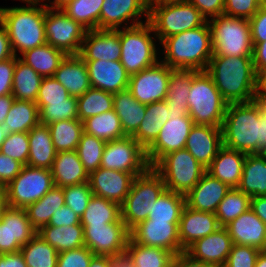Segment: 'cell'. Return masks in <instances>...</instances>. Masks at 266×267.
Segmentation results:
<instances>
[{
	"mask_svg": "<svg viewBox=\"0 0 266 267\" xmlns=\"http://www.w3.org/2000/svg\"><path fill=\"white\" fill-rule=\"evenodd\" d=\"M221 128L223 146L245 154H266V119L257 99L227 104Z\"/></svg>",
	"mask_w": 266,
	"mask_h": 267,
	"instance_id": "6da1fadb",
	"label": "cell"
},
{
	"mask_svg": "<svg viewBox=\"0 0 266 267\" xmlns=\"http://www.w3.org/2000/svg\"><path fill=\"white\" fill-rule=\"evenodd\" d=\"M206 72L228 103H247L258 98L259 77L252 57L212 56Z\"/></svg>",
	"mask_w": 266,
	"mask_h": 267,
	"instance_id": "7a4b0ae2",
	"label": "cell"
},
{
	"mask_svg": "<svg viewBox=\"0 0 266 267\" xmlns=\"http://www.w3.org/2000/svg\"><path fill=\"white\" fill-rule=\"evenodd\" d=\"M165 56L162 60L171 69H191L206 71L213 56L211 32L204 25L165 38Z\"/></svg>",
	"mask_w": 266,
	"mask_h": 267,
	"instance_id": "3957f363",
	"label": "cell"
},
{
	"mask_svg": "<svg viewBox=\"0 0 266 267\" xmlns=\"http://www.w3.org/2000/svg\"><path fill=\"white\" fill-rule=\"evenodd\" d=\"M37 5L0 8V22L9 36L15 56L47 43L45 35L46 6Z\"/></svg>",
	"mask_w": 266,
	"mask_h": 267,
	"instance_id": "277c9868",
	"label": "cell"
},
{
	"mask_svg": "<svg viewBox=\"0 0 266 267\" xmlns=\"http://www.w3.org/2000/svg\"><path fill=\"white\" fill-rule=\"evenodd\" d=\"M213 56L252 57L253 43L248 19L219 15L207 20Z\"/></svg>",
	"mask_w": 266,
	"mask_h": 267,
	"instance_id": "5b68a950",
	"label": "cell"
},
{
	"mask_svg": "<svg viewBox=\"0 0 266 267\" xmlns=\"http://www.w3.org/2000/svg\"><path fill=\"white\" fill-rule=\"evenodd\" d=\"M148 21L160 42L169 36L198 28L207 22L189 1L165 3L156 0L149 3Z\"/></svg>",
	"mask_w": 266,
	"mask_h": 267,
	"instance_id": "8992f818",
	"label": "cell"
},
{
	"mask_svg": "<svg viewBox=\"0 0 266 267\" xmlns=\"http://www.w3.org/2000/svg\"><path fill=\"white\" fill-rule=\"evenodd\" d=\"M187 101L194 124L222 127L228 103L206 71L193 78Z\"/></svg>",
	"mask_w": 266,
	"mask_h": 267,
	"instance_id": "52a82bcc",
	"label": "cell"
},
{
	"mask_svg": "<svg viewBox=\"0 0 266 267\" xmlns=\"http://www.w3.org/2000/svg\"><path fill=\"white\" fill-rule=\"evenodd\" d=\"M165 189L162 177L152 167L134 177L130 191L121 205V219L129 230L147 220L150 209Z\"/></svg>",
	"mask_w": 266,
	"mask_h": 267,
	"instance_id": "ba28073f",
	"label": "cell"
},
{
	"mask_svg": "<svg viewBox=\"0 0 266 267\" xmlns=\"http://www.w3.org/2000/svg\"><path fill=\"white\" fill-rule=\"evenodd\" d=\"M119 28L121 45L120 62L131 76L158 62L157 50L151 32L154 29L148 19L145 23Z\"/></svg>",
	"mask_w": 266,
	"mask_h": 267,
	"instance_id": "9c48e42d",
	"label": "cell"
},
{
	"mask_svg": "<svg viewBox=\"0 0 266 267\" xmlns=\"http://www.w3.org/2000/svg\"><path fill=\"white\" fill-rule=\"evenodd\" d=\"M163 179L166 189L186 195L206 172L186 149L163 156L152 167Z\"/></svg>",
	"mask_w": 266,
	"mask_h": 267,
	"instance_id": "30bf717a",
	"label": "cell"
},
{
	"mask_svg": "<svg viewBox=\"0 0 266 267\" xmlns=\"http://www.w3.org/2000/svg\"><path fill=\"white\" fill-rule=\"evenodd\" d=\"M53 186L50 169L24 165L5 187L7 206L25 209L41 199Z\"/></svg>",
	"mask_w": 266,
	"mask_h": 267,
	"instance_id": "8fae6325",
	"label": "cell"
},
{
	"mask_svg": "<svg viewBox=\"0 0 266 267\" xmlns=\"http://www.w3.org/2000/svg\"><path fill=\"white\" fill-rule=\"evenodd\" d=\"M44 26L49 45L63 51L66 55L80 54L87 29L79 22L62 10L46 7Z\"/></svg>",
	"mask_w": 266,
	"mask_h": 267,
	"instance_id": "7c38bea8",
	"label": "cell"
},
{
	"mask_svg": "<svg viewBox=\"0 0 266 267\" xmlns=\"http://www.w3.org/2000/svg\"><path fill=\"white\" fill-rule=\"evenodd\" d=\"M100 167L138 176L150 166L145 149L133 137L125 136L106 142Z\"/></svg>",
	"mask_w": 266,
	"mask_h": 267,
	"instance_id": "4fadbf2b",
	"label": "cell"
},
{
	"mask_svg": "<svg viewBox=\"0 0 266 267\" xmlns=\"http://www.w3.org/2000/svg\"><path fill=\"white\" fill-rule=\"evenodd\" d=\"M84 245L94 254L111 256L126 250L130 230L120 218L103 225H82Z\"/></svg>",
	"mask_w": 266,
	"mask_h": 267,
	"instance_id": "5bb4252c",
	"label": "cell"
},
{
	"mask_svg": "<svg viewBox=\"0 0 266 267\" xmlns=\"http://www.w3.org/2000/svg\"><path fill=\"white\" fill-rule=\"evenodd\" d=\"M194 122L189 115H170L161 128L156 140L145 150L150 167H153L163 156L185 149L188 135Z\"/></svg>",
	"mask_w": 266,
	"mask_h": 267,
	"instance_id": "9a60e30c",
	"label": "cell"
},
{
	"mask_svg": "<svg viewBox=\"0 0 266 267\" xmlns=\"http://www.w3.org/2000/svg\"><path fill=\"white\" fill-rule=\"evenodd\" d=\"M171 68L162 61L130 76L128 90L141 104L148 105L163 101L167 89Z\"/></svg>",
	"mask_w": 266,
	"mask_h": 267,
	"instance_id": "2e32d148",
	"label": "cell"
},
{
	"mask_svg": "<svg viewBox=\"0 0 266 267\" xmlns=\"http://www.w3.org/2000/svg\"><path fill=\"white\" fill-rule=\"evenodd\" d=\"M179 221H150L138 223L130 230V239L145 246L163 248L174 255L184 252L179 239Z\"/></svg>",
	"mask_w": 266,
	"mask_h": 267,
	"instance_id": "e0dca14e",
	"label": "cell"
},
{
	"mask_svg": "<svg viewBox=\"0 0 266 267\" xmlns=\"http://www.w3.org/2000/svg\"><path fill=\"white\" fill-rule=\"evenodd\" d=\"M36 234L25 209L7 206L0 219V254L20 251Z\"/></svg>",
	"mask_w": 266,
	"mask_h": 267,
	"instance_id": "ac0fdd59",
	"label": "cell"
},
{
	"mask_svg": "<svg viewBox=\"0 0 266 267\" xmlns=\"http://www.w3.org/2000/svg\"><path fill=\"white\" fill-rule=\"evenodd\" d=\"M134 177L133 173L99 167L89 173L88 183L93 195L121 206L130 191Z\"/></svg>",
	"mask_w": 266,
	"mask_h": 267,
	"instance_id": "d6986e66",
	"label": "cell"
},
{
	"mask_svg": "<svg viewBox=\"0 0 266 267\" xmlns=\"http://www.w3.org/2000/svg\"><path fill=\"white\" fill-rule=\"evenodd\" d=\"M143 15L149 18L147 0H104L100 12V29L117 30L122 23L128 24V19L133 20L130 26L139 25L143 21L138 19Z\"/></svg>",
	"mask_w": 266,
	"mask_h": 267,
	"instance_id": "ffe728a7",
	"label": "cell"
},
{
	"mask_svg": "<svg viewBox=\"0 0 266 267\" xmlns=\"http://www.w3.org/2000/svg\"><path fill=\"white\" fill-rule=\"evenodd\" d=\"M121 53L119 29H94L86 31L79 55L84 61H120Z\"/></svg>",
	"mask_w": 266,
	"mask_h": 267,
	"instance_id": "44dd1931",
	"label": "cell"
},
{
	"mask_svg": "<svg viewBox=\"0 0 266 267\" xmlns=\"http://www.w3.org/2000/svg\"><path fill=\"white\" fill-rule=\"evenodd\" d=\"M233 246L226 227L221 226L212 234L196 240L185 252L193 259L223 267Z\"/></svg>",
	"mask_w": 266,
	"mask_h": 267,
	"instance_id": "7402d4cb",
	"label": "cell"
},
{
	"mask_svg": "<svg viewBox=\"0 0 266 267\" xmlns=\"http://www.w3.org/2000/svg\"><path fill=\"white\" fill-rule=\"evenodd\" d=\"M222 146L221 127L194 124L187 137L185 149L207 169Z\"/></svg>",
	"mask_w": 266,
	"mask_h": 267,
	"instance_id": "603a6c76",
	"label": "cell"
},
{
	"mask_svg": "<svg viewBox=\"0 0 266 267\" xmlns=\"http://www.w3.org/2000/svg\"><path fill=\"white\" fill-rule=\"evenodd\" d=\"M92 88L109 93L128 89L130 75L120 61H85Z\"/></svg>",
	"mask_w": 266,
	"mask_h": 267,
	"instance_id": "cb8c5ba5",
	"label": "cell"
},
{
	"mask_svg": "<svg viewBox=\"0 0 266 267\" xmlns=\"http://www.w3.org/2000/svg\"><path fill=\"white\" fill-rule=\"evenodd\" d=\"M231 188L207 171L185 195V205L197 211L216 213L220 201Z\"/></svg>",
	"mask_w": 266,
	"mask_h": 267,
	"instance_id": "d4e9b609",
	"label": "cell"
},
{
	"mask_svg": "<svg viewBox=\"0 0 266 267\" xmlns=\"http://www.w3.org/2000/svg\"><path fill=\"white\" fill-rule=\"evenodd\" d=\"M220 227L215 213L193 210L185 205L178 226L181 247L186 250L196 240L212 234Z\"/></svg>",
	"mask_w": 266,
	"mask_h": 267,
	"instance_id": "484cf974",
	"label": "cell"
},
{
	"mask_svg": "<svg viewBox=\"0 0 266 267\" xmlns=\"http://www.w3.org/2000/svg\"><path fill=\"white\" fill-rule=\"evenodd\" d=\"M225 227L233 244L252 246L260 251H266V224L251 208Z\"/></svg>",
	"mask_w": 266,
	"mask_h": 267,
	"instance_id": "4316f807",
	"label": "cell"
},
{
	"mask_svg": "<svg viewBox=\"0 0 266 267\" xmlns=\"http://www.w3.org/2000/svg\"><path fill=\"white\" fill-rule=\"evenodd\" d=\"M53 77L73 97L78 98L91 88L87 65L79 54L66 55Z\"/></svg>",
	"mask_w": 266,
	"mask_h": 267,
	"instance_id": "83f0119b",
	"label": "cell"
},
{
	"mask_svg": "<svg viewBox=\"0 0 266 267\" xmlns=\"http://www.w3.org/2000/svg\"><path fill=\"white\" fill-rule=\"evenodd\" d=\"M54 186L67 187L88 182L89 173L76 152H57L51 167Z\"/></svg>",
	"mask_w": 266,
	"mask_h": 267,
	"instance_id": "f1b7e54d",
	"label": "cell"
},
{
	"mask_svg": "<svg viewBox=\"0 0 266 267\" xmlns=\"http://www.w3.org/2000/svg\"><path fill=\"white\" fill-rule=\"evenodd\" d=\"M245 157L246 154L243 152L222 146L206 171L230 188H237L241 180Z\"/></svg>",
	"mask_w": 266,
	"mask_h": 267,
	"instance_id": "f546056e",
	"label": "cell"
},
{
	"mask_svg": "<svg viewBox=\"0 0 266 267\" xmlns=\"http://www.w3.org/2000/svg\"><path fill=\"white\" fill-rule=\"evenodd\" d=\"M200 71L191 69H171L167 97L168 118L170 115H189L188 95L193 78Z\"/></svg>",
	"mask_w": 266,
	"mask_h": 267,
	"instance_id": "4dcf8cb0",
	"label": "cell"
},
{
	"mask_svg": "<svg viewBox=\"0 0 266 267\" xmlns=\"http://www.w3.org/2000/svg\"><path fill=\"white\" fill-rule=\"evenodd\" d=\"M29 156L27 166L51 169L57 151L47 125L38 124L28 132Z\"/></svg>",
	"mask_w": 266,
	"mask_h": 267,
	"instance_id": "1f68e13d",
	"label": "cell"
},
{
	"mask_svg": "<svg viewBox=\"0 0 266 267\" xmlns=\"http://www.w3.org/2000/svg\"><path fill=\"white\" fill-rule=\"evenodd\" d=\"M113 110L119 116L125 136L132 137L146 112V105L137 101L128 89L113 94Z\"/></svg>",
	"mask_w": 266,
	"mask_h": 267,
	"instance_id": "d6a6232c",
	"label": "cell"
},
{
	"mask_svg": "<svg viewBox=\"0 0 266 267\" xmlns=\"http://www.w3.org/2000/svg\"><path fill=\"white\" fill-rule=\"evenodd\" d=\"M237 188L250 197L266 195V154H246Z\"/></svg>",
	"mask_w": 266,
	"mask_h": 267,
	"instance_id": "836d02e7",
	"label": "cell"
},
{
	"mask_svg": "<svg viewBox=\"0 0 266 267\" xmlns=\"http://www.w3.org/2000/svg\"><path fill=\"white\" fill-rule=\"evenodd\" d=\"M165 100L146 105V112L136 133L132 136L145 150L156 140L168 120Z\"/></svg>",
	"mask_w": 266,
	"mask_h": 267,
	"instance_id": "e575fe53",
	"label": "cell"
},
{
	"mask_svg": "<svg viewBox=\"0 0 266 267\" xmlns=\"http://www.w3.org/2000/svg\"><path fill=\"white\" fill-rule=\"evenodd\" d=\"M37 234L54 247L58 253L84 246V233L81 223L60 227L46 225L41 227Z\"/></svg>",
	"mask_w": 266,
	"mask_h": 267,
	"instance_id": "d590c367",
	"label": "cell"
},
{
	"mask_svg": "<svg viewBox=\"0 0 266 267\" xmlns=\"http://www.w3.org/2000/svg\"><path fill=\"white\" fill-rule=\"evenodd\" d=\"M21 55L23 59L20 58V60L32 67L43 78L53 77L61 61L66 56L63 51L48 43L27 50Z\"/></svg>",
	"mask_w": 266,
	"mask_h": 267,
	"instance_id": "8d00e7d4",
	"label": "cell"
},
{
	"mask_svg": "<svg viewBox=\"0 0 266 267\" xmlns=\"http://www.w3.org/2000/svg\"><path fill=\"white\" fill-rule=\"evenodd\" d=\"M65 205L63 188L53 186L41 199L28 205L25 210L32 226L38 231L48 225L54 211Z\"/></svg>",
	"mask_w": 266,
	"mask_h": 267,
	"instance_id": "74e56055",
	"label": "cell"
},
{
	"mask_svg": "<svg viewBox=\"0 0 266 267\" xmlns=\"http://www.w3.org/2000/svg\"><path fill=\"white\" fill-rule=\"evenodd\" d=\"M42 80L43 77L19 57L15 62L12 96L16 100L36 102Z\"/></svg>",
	"mask_w": 266,
	"mask_h": 267,
	"instance_id": "f35d334b",
	"label": "cell"
},
{
	"mask_svg": "<svg viewBox=\"0 0 266 267\" xmlns=\"http://www.w3.org/2000/svg\"><path fill=\"white\" fill-rule=\"evenodd\" d=\"M39 124L38 106L35 102L14 100L2 123L7 133L29 132Z\"/></svg>",
	"mask_w": 266,
	"mask_h": 267,
	"instance_id": "ab89813d",
	"label": "cell"
},
{
	"mask_svg": "<svg viewBox=\"0 0 266 267\" xmlns=\"http://www.w3.org/2000/svg\"><path fill=\"white\" fill-rule=\"evenodd\" d=\"M84 132L105 142L125 137L121 121L112 109L83 120Z\"/></svg>",
	"mask_w": 266,
	"mask_h": 267,
	"instance_id": "60d3db41",
	"label": "cell"
},
{
	"mask_svg": "<svg viewBox=\"0 0 266 267\" xmlns=\"http://www.w3.org/2000/svg\"><path fill=\"white\" fill-rule=\"evenodd\" d=\"M127 252L133 267H171L174 254L163 248L137 244L129 239Z\"/></svg>",
	"mask_w": 266,
	"mask_h": 267,
	"instance_id": "b9f144b4",
	"label": "cell"
},
{
	"mask_svg": "<svg viewBox=\"0 0 266 267\" xmlns=\"http://www.w3.org/2000/svg\"><path fill=\"white\" fill-rule=\"evenodd\" d=\"M47 126L57 152L76 150L84 132L83 121L79 119L61 120Z\"/></svg>",
	"mask_w": 266,
	"mask_h": 267,
	"instance_id": "7bdbcfd3",
	"label": "cell"
},
{
	"mask_svg": "<svg viewBox=\"0 0 266 267\" xmlns=\"http://www.w3.org/2000/svg\"><path fill=\"white\" fill-rule=\"evenodd\" d=\"M121 218V206L105 198L92 195L81 216V225H103Z\"/></svg>",
	"mask_w": 266,
	"mask_h": 267,
	"instance_id": "ee69618b",
	"label": "cell"
},
{
	"mask_svg": "<svg viewBox=\"0 0 266 267\" xmlns=\"http://www.w3.org/2000/svg\"><path fill=\"white\" fill-rule=\"evenodd\" d=\"M20 252L27 267H57L59 253L38 234L22 246Z\"/></svg>",
	"mask_w": 266,
	"mask_h": 267,
	"instance_id": "f6af8a7d",
	"label": "cell"
},
{
	"mask_svg": "<svg viewBox=\"0 0 266 267\" xmlns=\"http://www.w3.org/2000/svg\"><path fill=\"white\" fill-rule=\"evenodd\" d=\"M185 206V195L165 189L150 209L147 220L180 221Z\"/></svg>",
	"mask_w": 266,
	"mask_h": 267,
	"instance_id": "bcb514c9",
	"label": "cell"
},
{
	"mask_svg": "<svg viewBox=\"0 0 266 267\" xmlns=\"http://www.w3.org/2000/svg\"><path fill=\"white\" fill-rule=\"evenodd\" d=\"M77 109L80 121L111 111L113 109V94L91 87L77 98Z\"/></svg>",
	"mask_w": 266,
	"mask_h": 267,
	"instance_id": "7dc6e473",
	"label": "cell"
},
{
	"mask_svg": "<svg viewBox=\"0 0 266 267\" xmlns=\"http://www.w3.org/2000/svg\"><path fill=\"white\" fill-rule=\"evenodd\" d=\"M104 0H73L62 9L85 29H100V12Z\"/></svg>",
	"mask_w": 266,
	"mask_h": 267,
	"instance_id": "c3c4849f",
	"label": "cell"
},
{
	"mask_svg": "<svg viewBox=\"0 0 266 267\" xmlns=\"http://www.w3.org/2000/svg\"><path fill=\"white\" fill-rule=\"evenodd\" d=\"M251 197L238 188H231L220 201L216 210L219 225L225 227L242 213L250 209Z\"/></svg>",
	"mask_w": 266,
	"mask_h": 267,
	"instance_id": "681fc988",
	"label": "cell"
},
{
	"mask_svg": "<svg viewBox=\"0 0 266 267\" xmlns=\"http://www.w3.org/2000/svg\"><path fill=\"white\" fill-rule=\"evenodd\" d=\"M35 103L38 106L40 124L78 119L77 97L69 96L64 101Z\"/></svg>",
	"mask_w": 266,
	"mask_h": 267,
	"instance_id": "f907efd6",
	"label": "cell"
},
{
	"mask_svg": "<svg viewBox=\"0 0 266 267\" xmlns=\"http://www.w3.org/2000/svg\"><path fill=\"white\" fill-rule=\"evenodd\" d=\"M105 144V141L95 136L82 133L76 152L88 173L100 167Z\"/></svg>",
	"mask_w": 266,
	"mask_h": 267,
	"instance_id": "816d5d0a",
	"label": "cell"
},
{
	"mask_svg": "<svg viewBox=\"0 0 266 267\" xmlns=\"http://www.w3.org/2000/svg\"><path fill=\"white\" fill-rule=\"evenodd\" d=\"M0 152L27 165L29 156L28 132L9 133L0 147Z\"/></svg>",
	"mask_w": 266,
	"mask_h": 267,
	"instance_id": "f5cc1de1",
	"label": "cell"
},
{
	"mask_svg": "<svg viewBox=\"0 0 266 267\" xmlns=\"http://www.w3.org/2000/svg\"><path fill=\"white\" fill-rule=\"evenodd\" d=\"M65 205L70 207L78 216L83 215L93 195L88 182L63 187Z\"/></svg>",
	"mask_w": 266,
	"mask_h": 267,
	"instance_id": "db71d44e",
	"label": "cell"
},
{
	"mask_svg": "<svg viewBox=\"0 0 266 267\" xmlns=\"http://www.w3.org/2000/svg\"><path fill=\"white\" fill-rule=\"evenodd\" d=\"M260 250L239 244H233L223 267H254Z\"/></svg>",
	"mask_w": 266,
	"mask_h": 267,
	"instance_id": "11a10c76",
	"label": "cell"
},
{
	"mask_svg": "<svg viewBox=\"0 0 266 267\" xmlns=\"http://www.w3.org/2000/svg\"><path fill=\"white\" fill-rule=\"evenodd\" d=\"M262 3L263 0H224L223 14L249 20L258 12Z\"/></svg>",
	"mask_w": 266,
	"mask_h": 267,
	"instance_id": "9f6ffc18",
	"label": "cell"
},
{
	"mask_svg": "<svg viewBox=\"0 0 266 267\" xmlns=\"http://www.w3.org/2000/svg\"><path fill=\"white\" fill-rule=\"evenodd\" d=\"M70 96L66 88L58 82L54 77H44L36 102H57L64 101Z\"/></svg>",
	"mask_w": 266,
	"mask_h": 267,
	"instance_id": "6f0895ef",
	"label": "cell"
},
{
	"mask_svg": "<svg viewBox=\"0 0 266 267\" xmlns=\"http://www.w3.org/2000/svg\"><path fill=\"white\" fill-rule=\"evenodd\" d=\"M93 256L94 254L85 245L62 251L58 255L57 267H89Z\"/></svg>",
	"mask_w": 266,
	"mask_h": 267,
	"instance_id": "680465c9",
	"label": "cell"
},
{
	"mask_svg": "<svg viewBox=\"0 0 266 267\" xmlns=\"http://www.w3.org/2000/svg\"><path fill=\"white\" fill-rule=\"evenodd\" d=\"M23 166L18 160L0 152V186L6 187L21 172Z\"/></svg>",
	"mask_w": 266,
	"mask_h": 267,
	"instance_id": "91938a15",
	"label": "cell"
},
{
	"mask_svg": "<svg viewBox=\"0 0 266 267\" xmlns=\"http://www.w3.org/2000/svg\"><path fill=\"white\" fill-rule=\"evenodd\" d=\"M253 44L266 41V5L262 3L258 12L249 19Z\"/></svg>",
	"mask_w": 266,
	"mask_h": 267,
	"instance_id": "94428289",
	"label": "cell"
},
{
	"mask_svg": "<svg viewBox=\"0 0 266 267\" xmlns=\"http://www.w3.org/2000/svg\"><path fill=\"white\" fill-rule=\"evenodd\" d=\"M19 57L13 56L0 62V96L12 94L15 62Z\"/></svg>",
	"mask_w": 266,
	"mask_h": 267,
	"instance_id": "6125c7cd",
	"label": "cell"
},
{
	"mask_svg": "<svg viewBox=\"0 0 266 267\" xmlns=\"http://www.w3.org/2000/svg\"><path fill=\"white\" fill-rule=\"evenodd\" d=\"M80 216H78L70 207L67 205L61 206L60 209L54 211L48 225L60 227V226H71L74 224H80Z\"/></svg>",
	"mask_w": 266,
	"mask_h": 267,
	"instance_id": "be15d7a7",
	"label": "cell"
},
{
	"mask_svg": "<svg viewBox=\"0 0 266 267\" xmlns=\"http://www.w3.org/2000/svg\"><path fill=\"white\" fill-rule=\"evenodd\" d=\"M201 14L208 20L209 17H218L223 15L224 0H189Z\"/></svg>",
	"mask_w": 266,
	"mask_h": 267,
	"instance_id": "e7e4bbea",
	"label": "cell"
},
{
	"mask_svg": "<svg viewBox=\"0 0 266 267\" xmlns=\"http://www.w3.org/2000/svg\"><path fill=\"white\" fill-rule=\"evenodd\" d=\"M253 65L258 77L266 72V41L253 44Z\"/></svg>",
	"mask_w": 266,
	"mask_h": 267,
	"instance_id": "03108f58",
	"label": "cell"
},
{
	"mask_svg": "<svg viewBox=\"0 0 266 267\" xmlns=\"http://www.w3.org/2000/svg\"><path fill=\"white\" fill-rule=\"evenodd\" d=\"M171 267H214L209 263L193 259L188 253H177L172 261Z\"/></svg>",
	"mask_w": 266,
	"mask_h": 267,
	"instance_id": "003e7915",
	"label": "cell"
},
{
	"mask_svg": "<svg viewBox=\"0 0 266 267\" xmlns=\"http://www.w3.org/2000/svg\"><path fill=\"white\" fill-rule=\"evenodd\" d=\"M15 56L11 47L9 36L4 25L0 22V62Z\"/></svg>",
	"mask_w": 266,
	"mask_h": 267,
	"instance_id": "a7ac6f4b",
	"label": "cell"
},
{
	"mask_svg": "<svg viewBox=\"0 0 266 267\" xmlns=\"http://www.w3.org/2000/svg\"><path fill=\"white\" fill-rule=\"evenodd\" d=\"M0 267H27L20 251L0 254Z\"/></svg>",
	"mask_w": 266,
	"mask_h": 267,
	"instance_id": "89a4df30",
	"label": "cell"
},
{
	"mask_svg": "<svg viewBox=\"0 0 266 267\" xmlns=\"http://www.w3.org/2000/svg\"><path fill=\"white\" fill-rule=\"evenodd\" d=\"M250 208L266 224V195L251 197Z\"/></svg>",
	"mask_w": 266,
	"mask_h": 267,
	"instance_id": "2644e50d",
	"label": "cell"
},
{
	"mask_svg": "<svg viewBox=\"0 0 266 267\" xmlns=\"http://www.w3.org/2000/svg\"><path fill=\"white\" fill-rule=\"evenodd\" d=\"M109 267H133L127 250L109 256Z\"/></svg>",
	"mask_w": 266,
	"mask_h": 267,
	"instance_id": "8c879c8a",
	"label": "cell"
},
{
	"mask_svg": "<svg viewBox=\"0 0 266 267\" xmlns=\"http://www.w3.org/2000/svg\"><path fill=\"white\" fill-rule=\"evenodd\" d=\"M15 98L12 94L0 96V124H2Z\"/></svg>",
	"mask_w": 266,
	"mask_h": 267,
	"instance_id": "753ad0ef",
	"label": "cell"
},
{
	"mask_svg": "<svg viewBox=\"0 0 266 267\" xmlns=\"http://www.w3.org/2000/svg\"><path fill=\"white\" fill-rule=\"evenodd\" d=\"M89 267H109V256L94 255Z\"/></svg>",
	"mask_w": 266,
	"mask_h": 267,
	"instance_id": "34e18365",
	"label": "cell"
},
{
	"mask_svg": "<svg viewBox=\"0 0 266 267\" xmlns=\"http://www.w3.org/2000/svg\"><path fill=\"white\" fill-rule=\"evenodd\" d=\"M72 1L73 0H54L52 5L45 4V6L49 9L62 10Z\"/></svg>",
	"mask_w": 266,
	"mask_h": 267,
	"instance_id": "11e5206c",
	"label": "cell"
},
{
	"mask_svg": "<svg viewBox=\"0 0 266 267\" xmlns=\"http://www.w3.org/2000/svg\"><path fill=\"white\" fill-rule=\"evenodd\" d=\"M258 96L266 98V72L259 77V92Z\"/></svg>",
	"mask_w": 266,
	"mask_h": 267,
	"instance_id": "2a66077c",
	"label": "cell"
},
{
	"mask_svg": "<svg viewBox=\"0 0 266 267\" xmlns=\"http://www.w3.org/2000/svg\"><path fill=\"white\" fill-rule=\"evenodd\" d=\"M6 207H7L6 188L0 186V219Z\"/></svg>",
	"mask_w": 266,
	"mask_h": 267,
	"instance_id": "b9fcfbb0",
	"label": "cell"
},
{
	"mask_svg": "<svg viewBox=\"0 0 266 267\" xmlns=\"http://www.w3.org/2000/svg\"><path fill=\"white\" fill-rule=\"evenodd\" d=\"M254 267H266V251H260Z\"/></svg>",
	"mask_w": 266,
	"mask_h": 267,
	"instance_id": "09005b40",
	"label": "cell"
},
{
	"mask_svg": "<svg viewBox=\"0 0 266 267\" xmlns=\"http://www.w3.org/2000/svg\"><path fill=\"white\" fill-rule=\"evenodd\" d=\"M8 133L5 130L4 126L0 124V147L2 143L4 142L5 138L7 137Z\"/></svg>",
	"mask_w": 266,
	"mask_h": 267,
	"instance_id": "979ff035",
	"label": "cell"
},
{
	"mask_svg": "<svg viewBox=\"0 0 266 267\" xmlns=\"http://www.w3.org/2000/svg\"><path fill=\"white\" fill-rule=\"evenodd\" d=\"M257 100L261 103L262 115L266 119V98H261L258 96Z\"/></svg>",
	"mask_w": 266,
	"mask_h": 267,
	"instance_id": "deb4b68c",
	"label": "cell"
},
{
	"mask_svg": "<svg viewBox=\"0 0 266 267\" xmlns=\"http://www.w3.org/2000/svg\"><path fill=\"white\" fill-rule=\"evenodd\" d=\"M23 2H27V4L29 5H38L40 4V1H44V0H22Z\"/></svg>",
	"mask_w": 266,
	"mask_h": 267,
	"instance_id": "67dfc351",
	"label": "cell"
},
{
	"mask_svg": "<svg viewBox=\"0 0 266 267\" xmlns=\"http://www.w3.org/2000/svg\"><path fill=\"white\" fill-rule=\"evenodd\" d=\"M157 2H165V3H172V2H187L189 0H156Z\"/></svg>",
	"mask_w": 266,
	"mask_h": 267,
	"instance_id": "b62a3aed",
	"label": "cell"
}]
</instances>
